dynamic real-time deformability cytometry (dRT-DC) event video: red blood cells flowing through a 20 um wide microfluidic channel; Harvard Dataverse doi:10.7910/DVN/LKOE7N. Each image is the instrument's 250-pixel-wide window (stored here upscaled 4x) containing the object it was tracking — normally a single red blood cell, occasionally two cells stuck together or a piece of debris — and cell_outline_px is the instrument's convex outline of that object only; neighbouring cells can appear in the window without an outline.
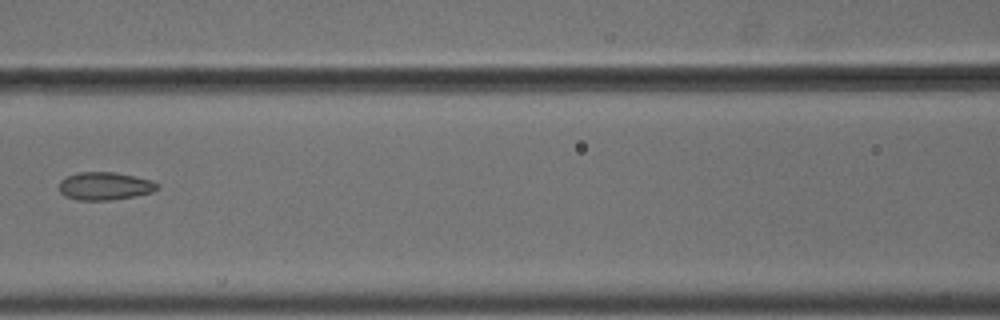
{"species": "common noctule bat (a hibernating species)", "species_latin": "Nyctalus noctula", "temperature_condition": "cold", "stored_images_in_passage": 3, "camera_frame_rate_fps": 3000, "um_per_image_px": 0.085, "animal": {"sex": "male", "body_mass_g": 18.8}, "frame": {"image": 1, "passage_image": 3, "time_ms": 0.667, "image_size_px": [1000, 320], "cell_outline_px": [[160, 188], [152, 192], [112, 200], [76, 200], [64, 196], [60, 192], [60, 180], [68, 176], [80, 172], [116, 172], [152, 180], [160, 184]], "centroid_in_image_um": [8.93, 15.81], "position_along_channel_um": 157.7, "area_um2": 16.01}}